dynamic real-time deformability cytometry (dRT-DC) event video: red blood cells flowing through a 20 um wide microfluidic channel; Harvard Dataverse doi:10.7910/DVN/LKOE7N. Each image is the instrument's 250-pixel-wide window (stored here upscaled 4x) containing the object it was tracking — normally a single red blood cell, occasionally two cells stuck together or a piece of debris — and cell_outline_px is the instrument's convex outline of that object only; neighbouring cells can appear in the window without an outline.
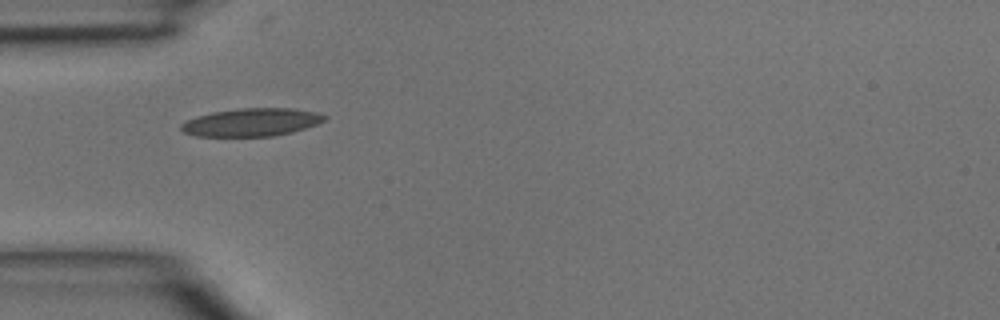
{"species": "common noctule bat (a hibernating species)", "species_latin": "Nyctalus noctula", "temperature_condition": "room temperature", "stored_images_in_passage": 2, "camera_frame_rate_fps": 3000, "um_per_image_px": 0.085, "animal": {"sex": "male", "body_mass_g": 15.6}, "frame": {"image": 1, "passage_image": 1, "time_ms": 0.0, "image_size_px": [1000, 320], "cell_outline_px": [[328, 120], [292, 132], [272, 136], [196, 136], [184, 132], [180, 128], [180, 124], [196, 116], [212, 112], [240, 108], [292, 108], [316, 112], [328, 116]], "centroid_in_image_um": [21.4, 10.38], "position_along_channel_um": 63.6, "area_um2": 23.35}}